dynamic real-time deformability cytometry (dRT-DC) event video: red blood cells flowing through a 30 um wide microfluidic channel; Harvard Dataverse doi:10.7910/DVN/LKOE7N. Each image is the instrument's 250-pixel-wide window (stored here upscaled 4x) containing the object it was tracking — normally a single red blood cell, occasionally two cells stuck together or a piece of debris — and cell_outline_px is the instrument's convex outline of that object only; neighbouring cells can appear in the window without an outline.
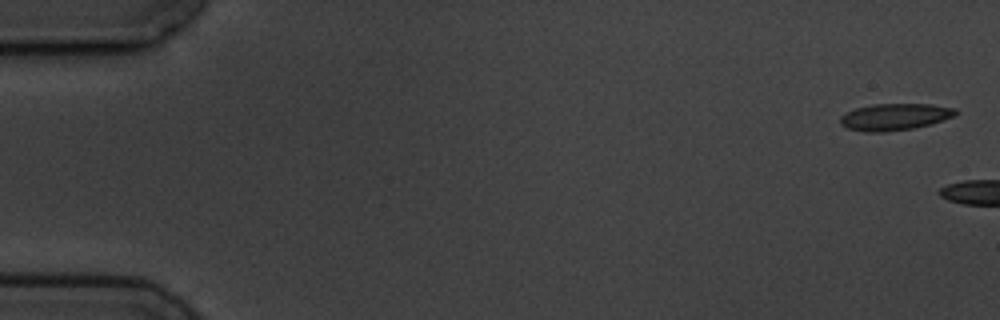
{"species": "common noctule bat (a hibernating species)", "species_latin": "Nyctalus noctula", "temperature_condition": "cold", "stored_images_in_passage": 3, "camera_frame_rate_fps": 3000, "um_per_image_px": 0.085, "animal": {"sex": "male", "body_mass_g": 19.5, "forearm_length_mm": 54.6}, "frame": {"image": 1, "passage_image": 1, "time_ms": 0.0, "image_size_px": [1000, 320], "cell_outline_px": [[960, 112], [956, 116], [932, 124], [912, 128], [884, 132], [868, 132], [848, 128], [840, 124], [840, 116], [856, 108], [872, 104], [928, 104], [956, 108]], "centroid_in_image_um": [76.11, 9.93], "position_along_channel_um": 8.9, "area_um2": 18.03}}